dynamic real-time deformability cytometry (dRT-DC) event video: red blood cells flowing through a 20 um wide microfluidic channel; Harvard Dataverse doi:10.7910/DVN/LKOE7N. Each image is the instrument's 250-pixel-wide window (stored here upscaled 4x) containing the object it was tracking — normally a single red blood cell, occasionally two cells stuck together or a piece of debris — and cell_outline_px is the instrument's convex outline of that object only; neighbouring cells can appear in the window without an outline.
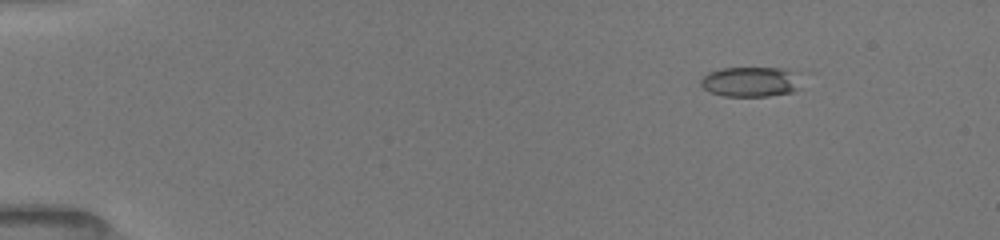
{"species": "common noctule bat (a hibernating species)", "species_latin": "Nyctalus noctula", "temperature_condition": "room temperature", "stored_images_in_passage": 7, "camera_frame_rate_fps": 3000, "um_per_image_px": 0.085, "animal": {"sex": "female", "body_mass_g": 19.5, "forearm_length_mm": 54.1}, "frame": {"image": 1, "passage_image": 3, "time_ms": 2.0, "image_size_px": [1000, 240], "cell_outline_px": [[800, 88], [796, 92], [768, 96], [724, 96], [708, 92], [700, 84], [700, 80], [708, 72], [720, 68], [780, 68], [788, 72]], "centroid_in_image_um": [63.67, 6.98], "position_along_channel_um": 21.3, "area_um2": 17.17}}
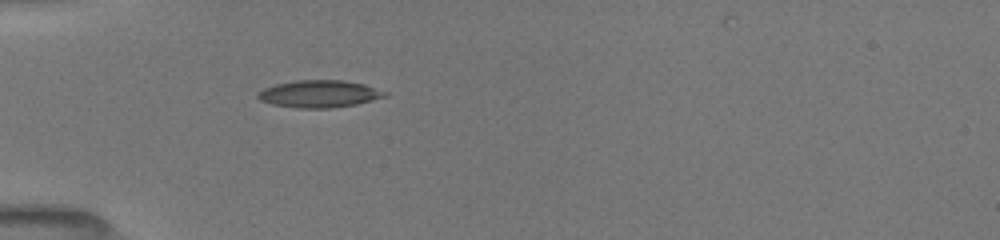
{"frame": {"image": 2, "passage_image": 7, "time_ms": 5.333, "image_size_px": [1000, 240], "cell_outline_px": [[388, 96], [356, 104], [332, 108], [296, 108], [272, 104], [260, 100], [256, 96], [256, 92], [264, 88], [276, 84], [296, 80], [344, 80], [364, 84], [388, 92]], "centroid_in_image_um": [27.13, 7.98], "position_along_channel_um": 57.9, "area_um2": 20.29}}